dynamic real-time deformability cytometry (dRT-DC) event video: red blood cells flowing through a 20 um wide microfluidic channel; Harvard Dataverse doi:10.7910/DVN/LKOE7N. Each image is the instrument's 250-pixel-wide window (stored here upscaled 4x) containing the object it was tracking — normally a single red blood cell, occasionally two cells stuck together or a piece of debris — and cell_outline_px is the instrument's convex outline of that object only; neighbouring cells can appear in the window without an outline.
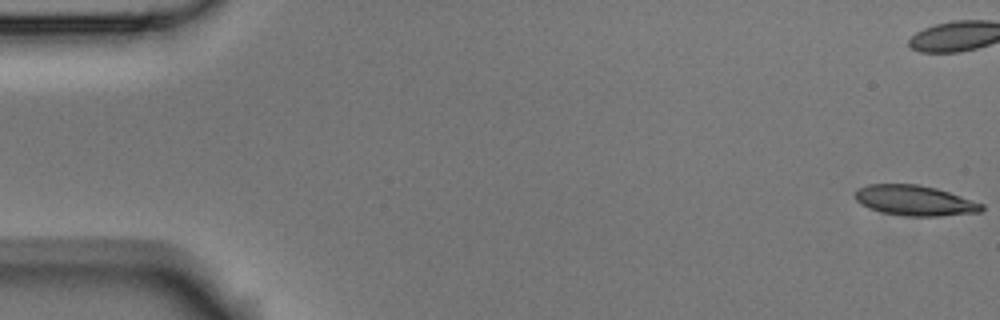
{"species": "Egyptian fruit bat (a non-hibernating species)", "species_latin": "Rousettus aegyptiacus", "temperature_condition": "room temperature", "stored_images_in_passage": 6, "camera_frame_rate_fps": 3000, "um_per_image_px": 0.085, "animal": {"sex": "male"}, "frame": {"image": 1, "passage_image": 1, "time_ms": 0.0, "image_size_px": [1000, 320], "cell_outline_px": [[984, 208], [980, 212], [940, 216], [904, 216], [884, 212], [868, 208], [860, 204], [856, 200], [856, 188], [868, 184], [920, 184], [936, 188], [984, 204]], "centroid_in_image_um": [77.74, 17.04], "position_along_channel_um": 7.3, "area_um2": 22.31}}